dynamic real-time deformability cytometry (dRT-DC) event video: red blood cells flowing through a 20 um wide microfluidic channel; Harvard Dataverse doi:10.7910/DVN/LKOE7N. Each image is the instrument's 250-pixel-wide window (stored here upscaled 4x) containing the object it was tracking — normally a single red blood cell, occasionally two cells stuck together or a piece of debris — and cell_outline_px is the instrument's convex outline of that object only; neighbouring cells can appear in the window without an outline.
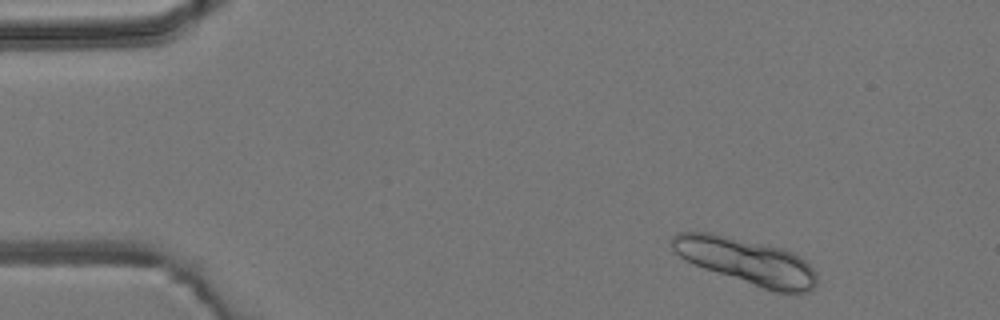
{"species": "common noctule bat (a hibernating species)", "species_latin": "Nyctalus noctula", "temperature_condition": "room temperature", "stored_images_in_passage": 3, "camera_frame_rate_fps": 3000, "um_per_image_px": 0.085, "animal": {"sex": "male", "body_mass_g": 19.2, "forearm_length_mm": 51.8}, "frame": {"image": 1, "passage_image": 1, "time_ms": 0.0, "image_size_px": [1000, 320], "cell_outline_px": [[816, 284], [808, 292], [772, 292], [704, 268], [684, 260], [672, 248], [668, 240], [676, 232], [708, 232], [780, 248], [792, 252], [804, 260], [816, 272]], "centroid_in_image_um": [63.41, 22.21], "position_along_channel_um": 21.6, "area_um2": 38.32}}